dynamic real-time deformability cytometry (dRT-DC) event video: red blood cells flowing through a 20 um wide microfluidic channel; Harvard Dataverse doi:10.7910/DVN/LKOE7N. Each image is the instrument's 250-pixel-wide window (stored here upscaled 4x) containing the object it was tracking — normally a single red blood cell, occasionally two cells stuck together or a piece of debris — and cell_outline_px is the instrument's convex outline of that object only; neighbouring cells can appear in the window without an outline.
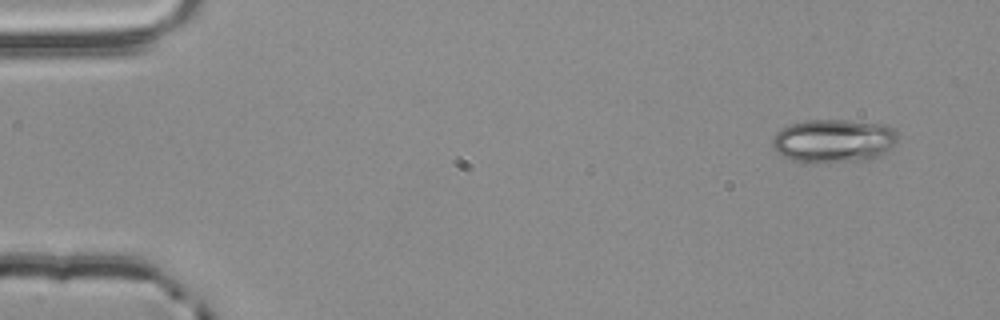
{"species": "common noctule bat (a hibernating species)", "species_latin": "Nyctalus noctula", "temperature_condition": "room temperature", "stored_images_in_passage": 3, "camera_frame_rate_fps": 3000, "um_per_image_px": 0.085, "animal": {"sex": "male", "body_mass_g": 20.4}, "frame": {"image": 1, "passage_image": 1, "time_ms": 0.0, "image_size_px": [1000, 320], "cell_outline_px": [[896, 140], [892, 148], [884, 156], [872, 160], [812, 164], [792, 160], [776, 152], [772, 144], [772, 140], [776, 132], [780, 128], [788, 124], [808, 120], [844, 120], [888, 124], [896, 132]], "centroid_in_image_um": [70.88, 11.99], "position_along_channel_um": 14.1, "area_um2": 32.6}}